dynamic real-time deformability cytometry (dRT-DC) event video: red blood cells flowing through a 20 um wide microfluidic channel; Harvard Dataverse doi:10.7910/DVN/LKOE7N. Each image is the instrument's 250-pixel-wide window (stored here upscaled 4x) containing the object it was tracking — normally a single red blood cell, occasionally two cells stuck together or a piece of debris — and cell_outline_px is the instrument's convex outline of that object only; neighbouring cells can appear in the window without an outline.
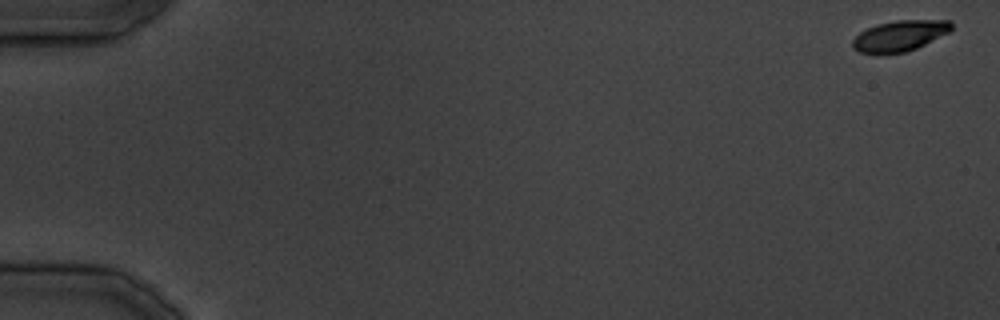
{"species": "common noctule bat (a hibernating species)", "species_latin": "Nyctalus noctula", "temperature_condition": "cold", "stored_images_in_passage": 17, "camera_frame_rate_fps": 3000, "um_per_image_px": 0.085, "animal": {"sex": "male", "body_mass_g": 19.5, "forearm_length_mm": 54.6}, "frame": {"image": 1, "passage_image": 1, "time_ms": 0.0, "image_size_px": [1000, 320], "cell_outline_px": [[952, 28], [948, 32], [916, 48], [904, 52], [880, 56], [860, 52], [852, 48], [852, 40], [860, 32], [876, 24], [896, 20], [948, 20], [952, 24]], "centroid_in_image_um": [76.41, 3.07], "position_along_channel_um": 8.6, "area_um2": 17.86}}
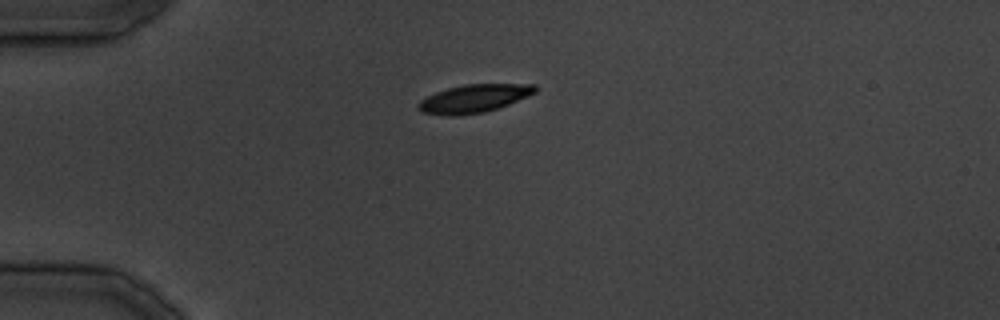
{"frame": {"image": 2, "passage_image": 10, "time_ms": 11.333, "image_size_px": [1000, 320], "cell_outline_px": [[536, 92], [528, 96], [508, 104], [484, 112], [460, 116], [448, 116], [424, 112], [416, 104], [420, 100], [436, 92], [448, 88], [464, 84], [536, 84]], "centroid_in_image_um": [40.29, 8.37], "position_along_channel_um": 44.7, "area_um2": 18.96}}